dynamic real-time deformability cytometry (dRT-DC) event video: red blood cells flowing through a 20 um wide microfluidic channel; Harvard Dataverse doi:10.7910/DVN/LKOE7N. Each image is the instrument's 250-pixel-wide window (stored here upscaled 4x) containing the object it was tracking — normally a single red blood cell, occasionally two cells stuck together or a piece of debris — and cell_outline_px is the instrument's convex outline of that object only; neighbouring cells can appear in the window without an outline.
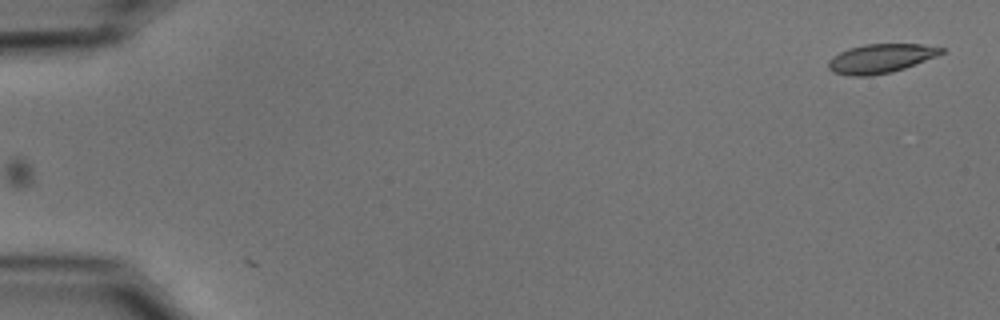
{"species": "common noctule bat (a hibernating species)", "species_latin": "Nyctalus noctula", "temperature_condition": "cold", "stored_images_in_passage": 8, "camera_frame_rate_fps": 3000, "um_per_image_px": 0.085, "animal": {"sex": "male", "body_mass_g": 15.6}, "frame": {"image": 1, "passage_image": 1, "time_ms": 0.0, "image_size_px": [1000, 320], "cell_outline_px": [[944, 52], [936, 56], [904, 68], [892, 72], [872, 76], [848, 76], [832, 72], [828, 68], [828, 60], [832, 56], [848, 48], [864, 44], [924, 44], [944, 48]], "centroid_in_image_um": [74.81, 4.97], "position_along_channel_um": 10.2, "area_um2": 19.25}}